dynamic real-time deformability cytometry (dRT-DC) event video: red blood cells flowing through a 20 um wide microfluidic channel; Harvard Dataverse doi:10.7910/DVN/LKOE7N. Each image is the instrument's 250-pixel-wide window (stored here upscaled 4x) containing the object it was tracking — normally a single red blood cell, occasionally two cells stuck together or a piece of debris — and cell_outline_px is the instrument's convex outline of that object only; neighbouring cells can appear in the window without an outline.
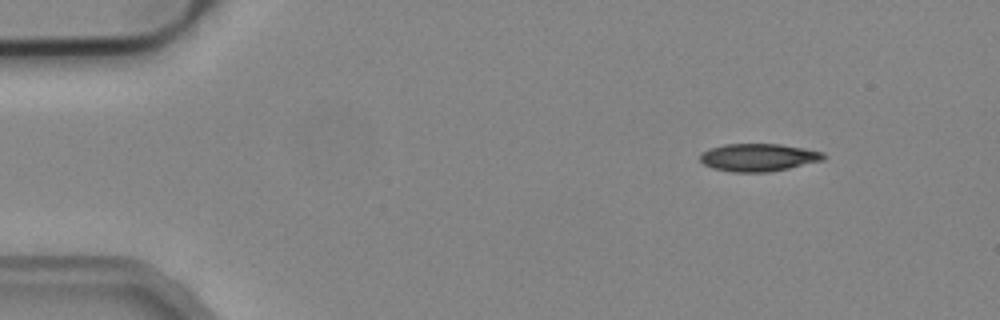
{"species": "common noctule bat (a hibernating species)", "species_latin": "Nyctalus noctula", "temperature_condition": "cold", "stored_images_in_passage": 48, "camera_frame_rate_fps": 3000, "um_per_image_px": 0.085, "animal": {"sex": "male", "body_mass_g": 19.2, "forearm_length_mm": 51.8}, "frame": {"image": 1, "passage_image": 1, "time_ms": 0.0, "image_size_px": [1000, 320], "cell_outline_px": [[828, 156], [824, 160], [788, 168], [768, 172], [732, 172], [712, 168], [704, 164], [700, 160], [700, 152], [708, 148], [724, 144], [780, 144], [804, 148], [824, 152]], "centroid_in_image_um": [64.46, 13.37], "position_along_channel_um": 20.5, "area_um2": 20.11}}
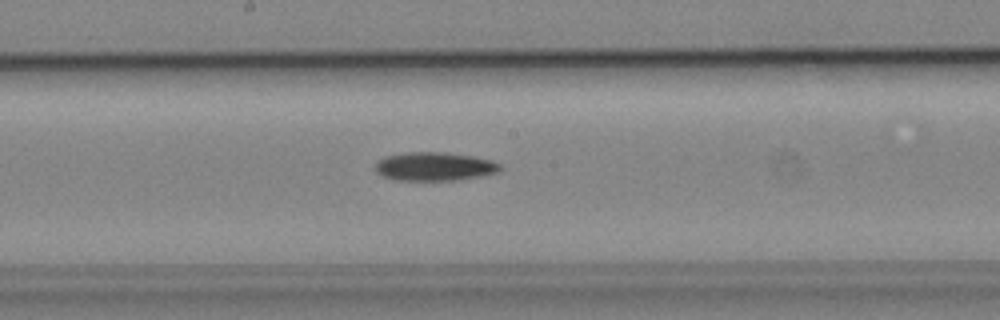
{"frame": {"image": 2, "passage_image": 23, "time_ms": 7.333, "image_size_px": [1000, 320], "cell_outline_px": [[504, 168], [500, 172], [460, 180], [396, 180], [380, 176], [376, 172], [376, 164], [384, 156], [408, 152], [444, 152], [472, 156], [492, 160], [500, 164]], "centroid_in_image_um": [36.96, 14.15], "position_along_channel_um": 211.2, "area_um2": 20.98}}
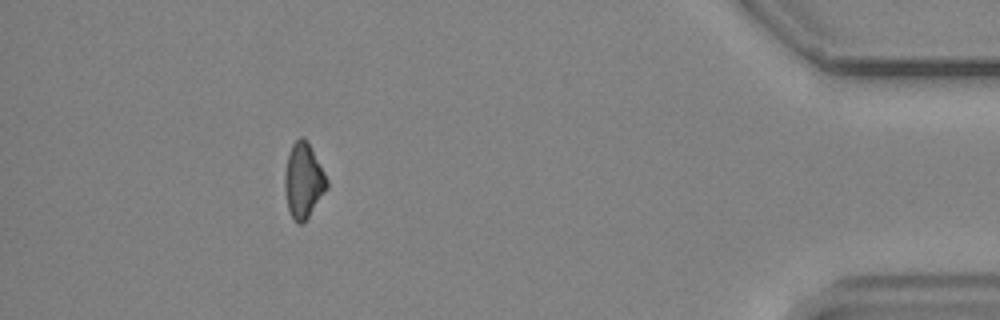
{"frame": {"image": 3, "passage_image": 43, "time_ms": 14.0, "image_size_px": [1000, 320], "cell_outline_px": [[328, 188], [308, 216], [300, 224], [296, 224], [292, 220], [288, 208], [284, 188], [284, 176], [288, 156], [292, 144], [300, 136], [304, 136], [308, 140], [328, 180]], "centroid_in_image_um": [25.79, 15.33], "position_along_channel_um": 409.4, "area_um2": 18.44}}